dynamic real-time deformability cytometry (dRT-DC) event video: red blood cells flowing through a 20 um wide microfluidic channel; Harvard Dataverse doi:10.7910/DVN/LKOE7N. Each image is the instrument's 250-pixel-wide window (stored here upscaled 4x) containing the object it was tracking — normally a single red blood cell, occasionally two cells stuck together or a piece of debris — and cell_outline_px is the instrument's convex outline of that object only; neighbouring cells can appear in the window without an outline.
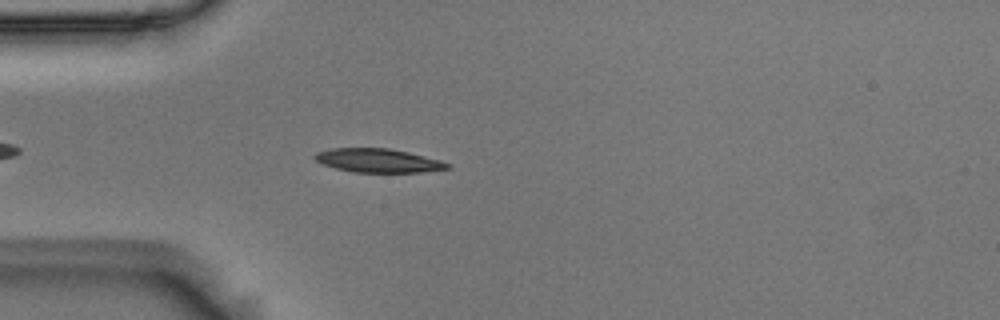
{"species": "Egyptian fruit bat (a non-hibernating species)", "species_latin": "Rousettus aegyptiacus", "temperature_condition": "room temperature", "stored_images_in_passage": 2, "camera_frame_rate_fps": 3000, "um_per_image_px": 0.085, "animal": {"sex": "male"}, "frame": {"image": 1, "passage_image": 2, "time_ms": 0.333, "image_size_px": [1000, 320], "cell_outline_px": [[452, 168], [420, 172], [352, 172], [320, 164], [312, 156], [316, 152], [332, 148], [388, 148], [408, 152], [440, 160], [448, 164]], "centroid_in_image_um": [32.09, 13.64], "position_along_channel_um": 52.9, "area_um2": 18.32}}